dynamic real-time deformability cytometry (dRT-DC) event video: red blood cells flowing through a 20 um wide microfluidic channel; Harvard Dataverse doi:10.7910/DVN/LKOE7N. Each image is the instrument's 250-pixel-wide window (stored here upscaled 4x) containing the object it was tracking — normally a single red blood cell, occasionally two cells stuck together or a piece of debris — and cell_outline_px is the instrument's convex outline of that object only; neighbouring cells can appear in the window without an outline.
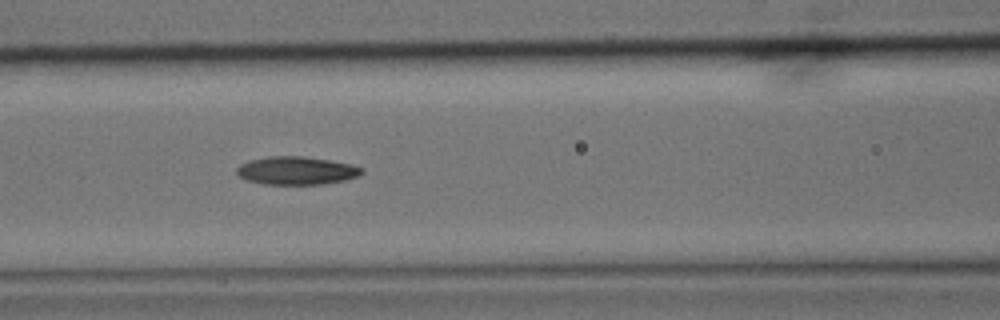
{"species": "common noctule bat (a hibernating species)", "species_latin": "Nyctalus noctula", "temperature_condition": "cold", "stored_images_in_passage": 7, "camera_frame_rate_fps": 3000, "um_per_image_px": 0.085, "animal": {"sex": "male", "body_mass_g": 15.6}, "frame": {"image": 1, "passage_image": 4, "time_ms": 1.0, "image_size_px": [1000, 320], "cell_outline_px": [[364, 172], [360, 176], [344, 180], [320, 184], [264, 184], [248, 180], [240, 176], [236, 172], [236, 168], [240, 164], [252, 160], [268, 156], [304, 156], [352, 164], [364, 168]], "centroid_in_image_um": [25.24, 14.5], "position_along_channel_um": 141.4, "area_um2": 20.4}}
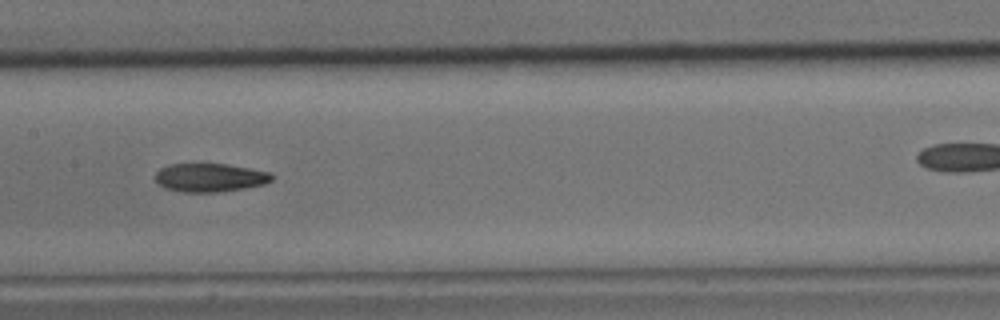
{"frame": {"image": 2, "passage_image": 5, "time_ms": 1.333, "image_size_px": [1000, 320], "cell_outline_px": [[276, 176], [272, 180], [264, 184], [244, 188], [216, 192], [184, 192], [164, 188], [156, 180], [156, 172], [160, 168], [168, 164], [228, 164], [272, 172]], "centroid_in_image_um": [17.88, 15.08], "position_along_channel_um": 189.5, "area_um2": 19.42}}